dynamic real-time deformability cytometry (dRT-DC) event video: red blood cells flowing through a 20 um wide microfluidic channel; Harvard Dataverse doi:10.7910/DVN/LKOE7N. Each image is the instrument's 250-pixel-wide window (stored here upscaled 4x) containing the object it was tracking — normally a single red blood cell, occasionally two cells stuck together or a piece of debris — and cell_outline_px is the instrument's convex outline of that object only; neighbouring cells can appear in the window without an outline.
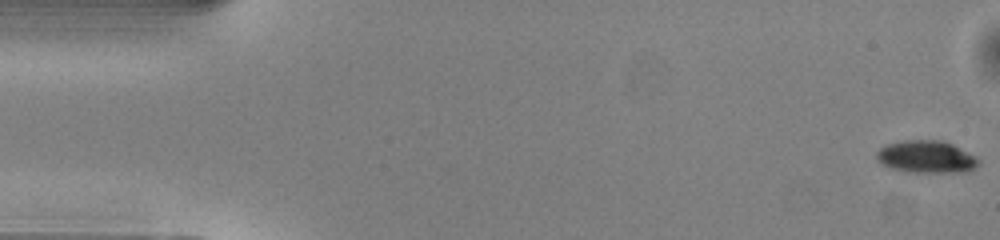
{"species": "common noctule bat (a hibernating species)", "species_latin": "Nyctalus noctula", "temperature_condition": "warm", "stored_images_in_passage": 51, "camera_frame_rate_fps": 3000, "um_per_image_px": 0.085, "animal": {"sex": "male", "body_mass_g": 13.0, "forearm_length_mm": 53.1}, "frame": {"image": 1, "passage_image": 1, "time_ms": 0.0, "image_size_px": [1000, 240], "cell_outline_px": [[980, 164], [976, 168], [968, 172], [904, 172], [888, 168], [880, 164], [876, 160], [876, 152], [880, 148], [888, 144], [900, 140], [944, 140], [976, 156], [980, 160]], "centroid_in_image_um": [78.73, 13.34], "position_along_channel_um": 6.3, "area_um2": 19.71}}
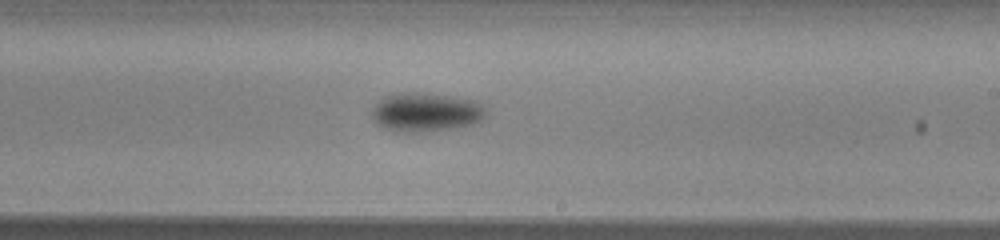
{"frame": {"image": 2, "passage_image": 30, "time_ms": 9.667, "image_size_px": [1000, 240], "cell_outline_px": [[488, 112], [476, 124], [456, 128], [424, 132], [396, 132], [384, 128], [376, 124], [372, 116], [372, 108], [384, 96], [396, 92], [424, 92], [476, 100]], "centroid_in_image_um": [36.19, 9.53], "position_along_channel_um": 252.8, "area_um2": 26.36}}
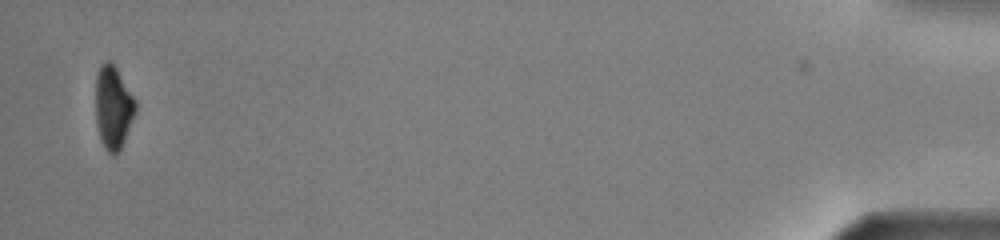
{"frame": {"image": 3, "passage_image": 50, "time_ms": 16.333, "image_size_px": [1000, 240], "cell_outline_px": [[136, 112], [124, 140], [116, 156], [112, 156], [104, 148], [100, 140], [96, 120], [96, 76], [100, 64], [104, 60], [108, 60], [116, 68], [136, 100]], "centroid_in_image_um": [9.61, 9.14], "position_along_channel_um": 425.6, "area_um2": 19.31}}